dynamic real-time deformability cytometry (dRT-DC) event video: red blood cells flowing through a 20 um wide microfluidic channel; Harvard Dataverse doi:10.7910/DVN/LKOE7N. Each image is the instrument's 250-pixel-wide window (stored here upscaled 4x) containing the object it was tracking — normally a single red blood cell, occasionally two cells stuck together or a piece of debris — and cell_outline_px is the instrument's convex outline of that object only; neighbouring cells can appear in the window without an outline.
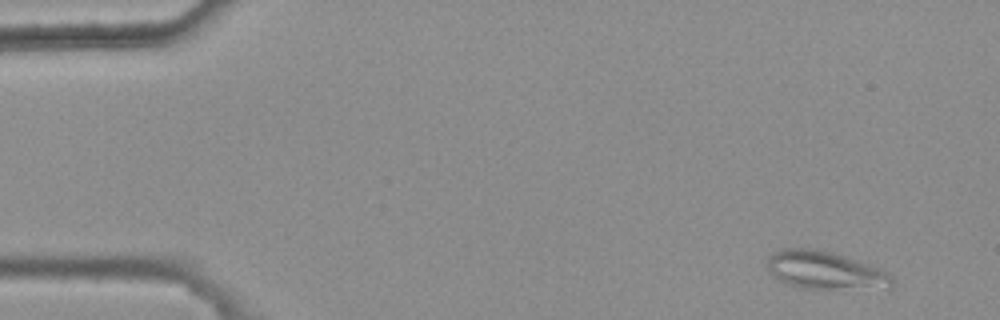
{"species": "common noctule bat (a hibernating species)", "species_latin": "Nyctalus noctula", "temperature_condition": "warm", "stored_images_in_passage": 6, "camera_frame_rate_fps": 3000, "um_per_image_px": 0.085, "animal": {"sex": "female", "body_mass_g": 25.1}, "frame": {"image": 1, "passage_image": 6, "time_ms": 1.667, "image_size_px": [1000, 320], "cell_outline_px": [[892, 288], [888, 292], [804, 288], [788, 284], [780, 280], [768, 272], [764, 264], [776, 252], [784, 248], [812, 248], [844, 256], [880, 268], [892, 276]], "centroid_in_image_um": [70.25, 23.05], "position_along_channel_um": 14.8, "area_um2": 28.44}}